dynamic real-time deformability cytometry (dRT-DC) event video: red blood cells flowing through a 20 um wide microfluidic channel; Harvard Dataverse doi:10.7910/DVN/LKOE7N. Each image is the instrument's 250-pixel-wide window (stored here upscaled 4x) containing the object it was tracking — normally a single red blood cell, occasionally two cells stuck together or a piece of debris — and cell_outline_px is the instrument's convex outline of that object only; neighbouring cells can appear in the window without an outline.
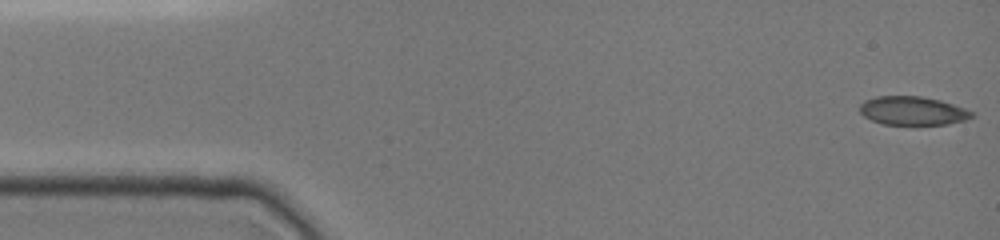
{"species": "common noctule bat (a hibernating species)", "species_latin": "Nyctalus noctula", "temperature_condition": "cold", "stored_images_in_passage": 26, "camera_frame_rate_fps": 3000, "um_per_image_px": 0.085, "animal": {"sex": "female", "body_mass_g": 19.0, "forearm_length_mm": 51.5}, "frame": {"image": 1, "passage_image": 1, "time_ms": 0.0, "image_size_px": [1000, 240], "cell_outline_px": [[976, 116], [964, 120], [948, 124], [884, 124], [872, 120], [864, 116], [860, 112], [860, 104], [864, 100], [876, 96], [920, 96], [940, 100], [964, 108], [972, 112]], "centroid_in_image_um": [77.56, 9.41], "position_along_channel_um": 7.4, "area_um2": 18.55}}
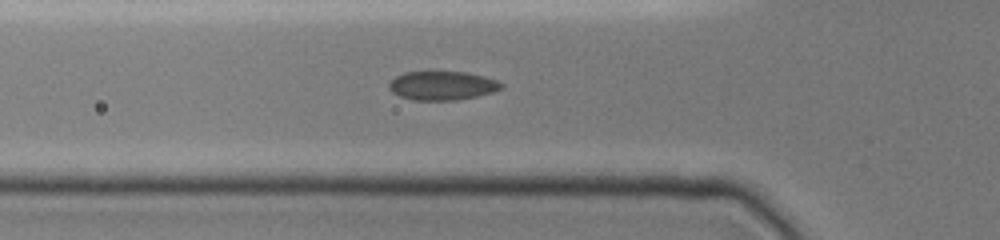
{"frame": {"image": 2, "passage_image": 23, "time_ms": 5.0, "image_size_px": [1000, 240], "cell_outline_px": [[504, 88], [492, 92], [476, 96], [456, 100], [412, 100], [400, 96], [392, 92], [388, 88], [388, 84], [396, 76], [404, 72], [468, 72], [484, 76], [496, 80], [504, 84]], "centroid_in_image_um": [37.6, 7.27], "position_along_channel_um": 88.2, "area_um2": 18.9}}
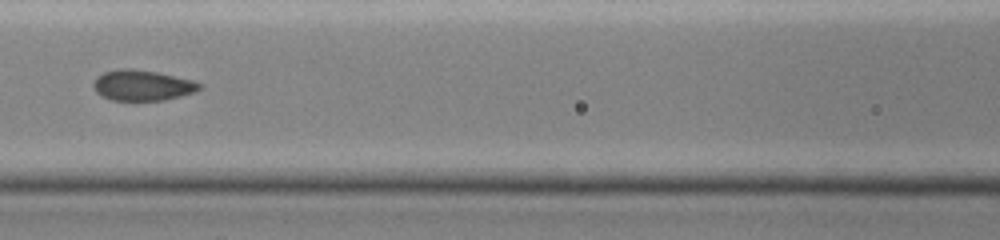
{"frame": {"image": 3, "passage_image": 26, "time_ms": 6.667, "image_size_px": [1000, 240], "cell_outline_px": [[204, 88], [196, 92], [164, 100], [112, 100], [96, 92], [92, 84], [96, 76], [104, 72], [116, 68], [132, 68], [156, 72], [192, 80], [204, 84]], "centroid_in_image_um": [12.12, 7.24], "position_along_channel_um": 154.5, "area_um2": 19.07}}